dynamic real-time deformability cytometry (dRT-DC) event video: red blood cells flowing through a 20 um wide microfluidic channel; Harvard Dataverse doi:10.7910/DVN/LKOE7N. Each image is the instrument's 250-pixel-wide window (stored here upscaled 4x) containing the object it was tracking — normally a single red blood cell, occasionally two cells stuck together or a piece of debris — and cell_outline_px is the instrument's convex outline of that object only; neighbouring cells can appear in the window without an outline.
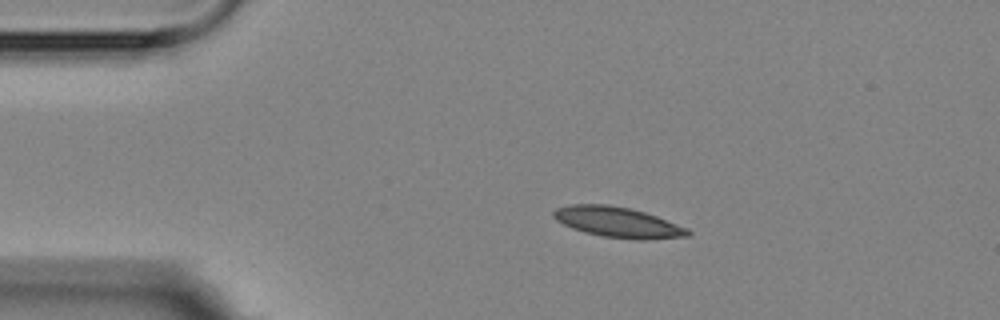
{"species": "Egyptian fruit bat (a non-hibernating species)", "species_latin": "Rousettus aegyptiacus", "temperature_condition": "room temperature", "stored_images_in_passage": 5, "camera_frame_rate_fps": 3000, "um_per_image_px": 0.085, "animal": {"sex": "female"}, "frame": {"image": 1, "passage_image": 2, "time_ms": 1.0, "image_size_px": [1000, 320], "cell_outline_px": [[692, 232], [688, 236], [640, 240], [636, 240], [604, 236], [584, 232], [572, 228], [556, 220], [552, 216], [552, 212], [556, 208], [572, 204], [608, 204], [628, 208], [644, 212], [656, 216], [688, 228]], "centroid_in_image_um": [52.5, 18.88], "position_along_channel_um": 32.5, "area_um2": 23.7}}
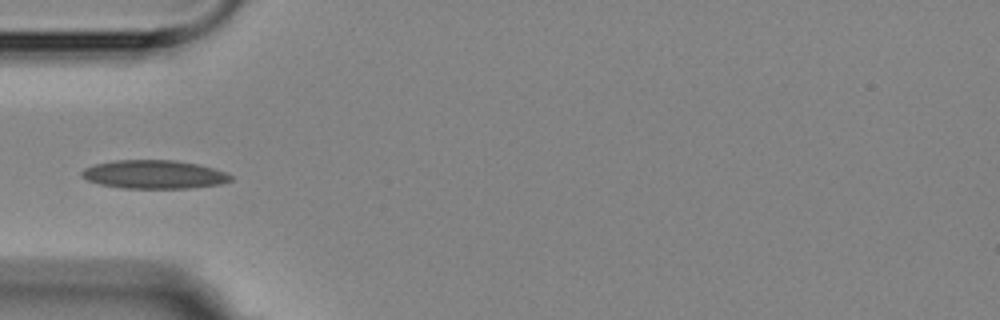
{"frame": {"image": 2, "passage_image": 4, "time_ms": 3.333, "image_size_px": [1000, 320], "cell_outline_px": [[232, 180], [220, 184], [192, 188], [120, 188], [100, 184], [88, 180], [80, 176], [80, 172], [84, 168], [96, 164], [112, 160], [176, 160], [196, 164], [212, 168], [224, 172], [232, 176]], "centroid_in_image_um": [13.06, 14.83], "position_along_channel_um": 71.9, "area_um2": 24.74}}
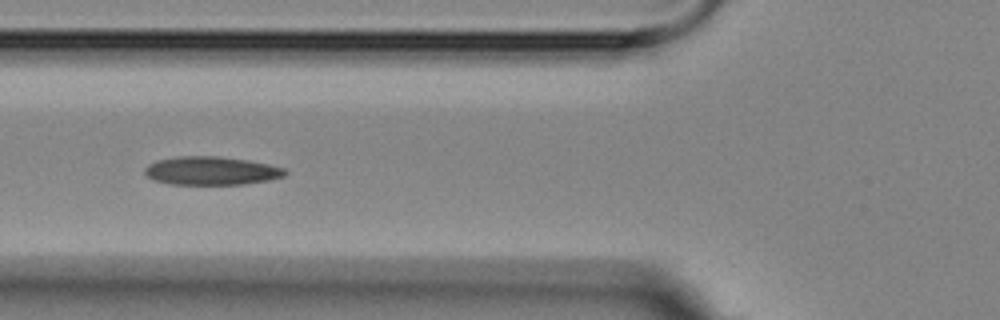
{"frame": {"image": 3, "passage_image": 5, "time_ms": 4.333, "image_size_px": [1000, 320], "cell_outline_px": [[288, 172], [284, 176], [268, 180], [244, 184], [172, 184], [152, 180], [144, 172], [144, 168], [148, 164], [156, 160], [180, 156], [216, 156], [248, 160], [268, 164], [284, 168]], "centroid_in_image_um": [17.94, 14.51], "position_along_channel_um": 107.9, "area_um2": 23.18}}